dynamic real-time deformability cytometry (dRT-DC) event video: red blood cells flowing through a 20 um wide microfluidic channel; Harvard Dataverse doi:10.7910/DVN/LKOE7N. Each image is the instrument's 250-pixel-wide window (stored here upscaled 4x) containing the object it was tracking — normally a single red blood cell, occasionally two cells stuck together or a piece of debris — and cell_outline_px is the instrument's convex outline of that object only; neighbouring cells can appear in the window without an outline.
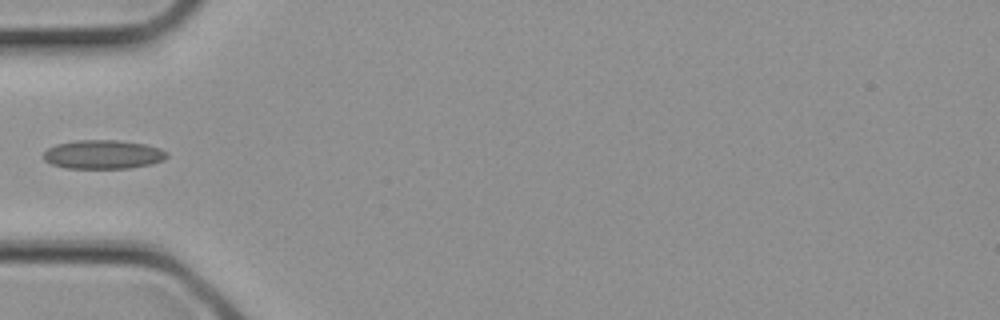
{"species": "common noctule bat (a hibernating species)", "species_latin": "Nyctalus noctula", "temperature_condition": "cold", "stored_images_in_passage": 2, "camera_frame_rate_fps": 3000, "um_per_image_px": 0.085, "animal": {"sex": "female", "body_mass_g": 21.9}, "frame": {"image": 1, "passage_image": 2, "time_ms": 0.333, "image_size_px": [1000, 320], "cell_outline_px": [[168, 156], [164, 160], [152, 164], [128, 168], [64, 168], [52, 164], [44, 160], [44, 152], [48, 148], [56, 144], [76, 140], [116, 140], [144, 144], [160, 148], [168, 152]], "centroid_in_image_um": [8.77, 13.13], "position_along_channel_um": 76.2, "area_um2": 20.81}}